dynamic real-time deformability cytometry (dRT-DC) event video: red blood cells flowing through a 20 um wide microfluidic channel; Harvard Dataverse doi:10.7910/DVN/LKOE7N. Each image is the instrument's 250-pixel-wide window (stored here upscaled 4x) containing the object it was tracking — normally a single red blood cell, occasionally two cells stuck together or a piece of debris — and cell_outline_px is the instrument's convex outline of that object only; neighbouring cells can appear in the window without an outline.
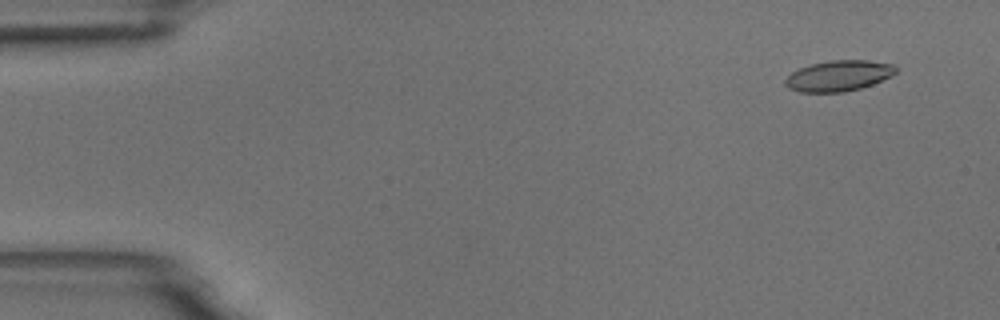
{"species": "common noctule bat (a hibernating species)", "species_latin": "Nyctalus noctula", "temperature_condition": "room temperature", "stored_images_in_passage": 6, "camera_frame_rate_fps": 3000, "um_per_image_px": 0.085, "animal": {"sex": "male", "body_mass_g": 18.8}, "frame": {"image": 1, "passage_image": 2, "time_ms": 1.0, "image_size_px": [1000, 320], "cell_outline_px": [[896, 72], [892, 76], [872, 84], [860, 88], [844, 92], [800, 92], [788, 88], [784, 84], [784, 80], [792, 72], [800, 68], [812, 64], [832, 60], [868, 60], [892, 64], [896, 68]], "centroid_in_image_um": [71.28, 6.44], "position_along_channel_um": 13.7, "area_um2": 19.71}}
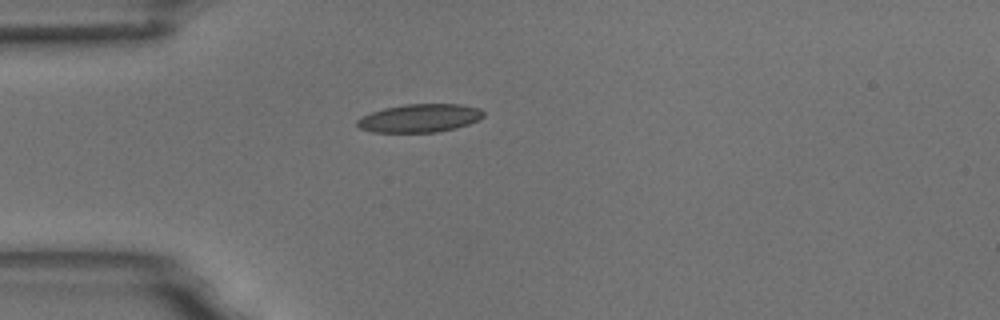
{"frame": {"image": 2, "passage_image": 5, "time_ms": 4.667, "image_size_px": [1000, 320], "cell_outline_px": [[484, 116], [468, 124], [456, 128], [436, 132], [372, 132], [360, 128], [356, 124], [356, 120], [360, 116], [384, 108], [404, 104], [460, 104], [480, 108], [484, 112]], "centroid_in_image_um": [35.65, 10.04], "position_along_channel_um": 49.4, "area_um2": 20.81}}